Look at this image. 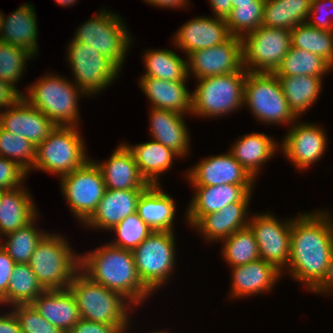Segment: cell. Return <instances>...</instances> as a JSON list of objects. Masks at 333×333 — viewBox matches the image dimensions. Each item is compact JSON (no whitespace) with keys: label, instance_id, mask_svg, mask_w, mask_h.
Listing matches in <instances>:
<instances>
[{"label":"cell","instance_id":"1","mask_svg":"<svg viewBox=\"0 0 333 333\" xmlns=\"http://www.w3.org/2000/svg\"><path fill=\"white\" fill-rule=\"evenodd\" d=\"M332 255L333 220L328 212L302 213L292 219L287 270L295 281L313 292L324 280Z\"/></svg>","mask_w":333,"mask_h":333},{"label":"cell","instance_id":"2","mask_svg":"<svg viewBox=\"0 0 333 333\" xmlns=\"http://www.w3.org/2000/svg\"><path fill=\"white\" fill-rule=\"evenodd\" d=\"M79 269L92 281L119 293L134 307L151 294L140 280L131 250L107 243L80 256Z\"/></svg>","mask_w":333,"mask_h":333},{"label":"cell","instance_id":"3","mask_svg":"<svg viewBox=\"0 0 333 333\" xmlns=\"http://www.w3.org/2000/svg\"><path fill=\"white\" fill-rule=\"evenodd\" d=\"M68 289L75 298L81 319L116 325L127 332L130 323L128 313L133 307L119 293L92 281L80 269L74 274Z\"/></svg>","mask_w":333,"mask_h":333},{"label":"cell","instance_id":"4","mask_svg":"<svg viewBox=\"0 0 333 333\" xmlns=\"http://www.w3.org/2000/svg\"><path fill=\"white\" fill-rule=\"evenodd\" d=\"M26 93L23 98L49 117L55 126L78 127V98L86 93L75 83L58 74H44L27 87Z\"/></svg>","mask_w":333,"mask_h":333},{"label":"cell","instance_id":"5","mask_svg":"<svg viewBox=\"0 0 333 333\" xmlns=\"http://www.w3.org/2000/svg\"><path fill=\"white\" fill-rule=\"evenodd\" d=\"M28 264L45 290H64L80 268V255L73 252L63 236L47 233Z\"/></svg>","mask_w":333,"mask_h":333},{"label":"cell","instance_id":"6","mask_svg":"<svg viewBox=\"0 0 333 333\" xmlns=\"http://www.w3.org/2000/svg\"><path fill=\"white\" fill-rule=\"evenodd\" d=\"M241 71L198 79L192 92V114L211 118L237 111L243 106L244 83L247 75Z\"/></svg>","mask_w":333,"mask_h":333},{"label":"cell","instance_id":"7","mask_svg":"<svg viewBox=\"0 0 333 333\" xmlns=\"http://www.w3.org/2000/svg\"><path fill=\"white\" fill-rule=\"evenodd\" d=\"M79 127L56 126L48 137L36 146L32 170H42L62 177L84 165L86 154L84 138Z\"/></svg>","mask_w":333,"mask_h":333},{"label":"cell","instance_id":"8","mask_svg":"<svg viewBox=\"0 0 333 333\" xmlns=\"http://www.w3.org/2000/svg\"><path fill=\"white\" fill-rule=\"evenodd\" d=\"M243 105L251 109L257 120L267 124H293L298 120L290 110L274 73L247 72Z\"/></svg>","mask_w":333,"mask_h":333},{"label":"cell","instance_id":"9","mask_svg":"<svg viewBox=\"0 0 333 333\" xmlns=\"http://www.w3.org/2000/svg\"><path fill=\"white\" fill-rule=\"evenodd\" d=\"M117 14L102 10L77 28L73 40L87 44L121 70L132 36Z\"/></svg>","mask_w":333,"mask_h":333},{"label":"cell","instance_id":"10","mask_svg":"<svg viewBox=\"0 0 333 333\" xmlns=\"http://www.w3.org/2000/svg\"><path fill=\"white\" fill-rule=\"evenodd\" d=\"M174 231H153L132 252L137 273L143 285L152 293L172 275L175 267Z\"/></svg>","mask_w":333,"mask_h":333},{"label":"cell","instance_id":"11","mask_svg":"<svg viewBox=\"0 0 333 333\" xmlns=\"http://www.w3.org/2000/svg\"><path fill=\"white\" fill-rule=\"evenodd\" d=\"M291 48V30L259 26L242 38L243 68L274 73Z\"/></svg>","mask_w":333,"mask_h":333},{"label":"cell","instance_id":"12","mask_svg":"<svg viewBox=\"0 0 333 333\" xmlns=\"http://www.w3.org/2000/svg\"><path fill=\"white\" fill-rule=\"evenodd\" d=\"M62 195L79 222L84 223L96 210L106 186L94 160L60 177Z\"/></svg>","mask_w":333,"mask_h":333},{"label":"cell","instance_id":"13","mask_svg":"<svg viewBox=\"0 0 333 333\" xmlns=\"http://www.w3.org/2000/svg\"><path fill=\"white\" fill-rule=\"evenodd\" d=\"M69 43L67 57L75 79L73 82L88 97L96 95L118 78L120 70L108 58L98 53L97 49L73 39Z\"/></svg>","mask_w":333,"mask_h":333},{"label":"cell","instance_id":"14","mask_svg":"<svg viewBox=\"0 0 333 333\" xmlns=\"http://www.w3.org/2000/svg\"><path fill=\"white\" fill-rule=\"evenodd\" d=\"M250 217L248 227L258 244L260 259L271 263L283 274L290 258L292 219L281 222L267 212Z\"/></svg>","mask_w":333,"mask_h":333},{"label":"cell","instance_id":"15","mask_svg":"<svg viewBox=\"0 0 333 333\" xmlns=\"http://www.w3.org/2000/svg\"><path fill=\"white\" fill-rule=\"evenodd\" d=\"M188 76L206 77L233 73L243 69L242 38L231 36L222 44L193 51L187 56Z\"/></svg>","mask_w":333,"mask_h":333},{"label":"cell","instance_id":"16","mask_svg":"<svg viewBox=\"0 0 333 333\" xmlns=\"http://www.w3.org/2000/svg\"><path fill=\"white\" fill-rule=\"evenodd\" d=\"M295 121L282 139L283 154L297 169L305 170L320 160L327 145V136L321 126Z\"/></svg>","mask_w":333,"mask_h":333},{"label":"cell","instance_id":"17","mask_svg":"<svg viewBox=\"0 0 333 333\" xmlns=\"http://www.w3.org/2000/svg\"><path fill=\"white\" fill-rule=\"evenodd\" d=\"M187 174V179L192 186L255 185V179L230 151L203 159L189 169Z\"/></svg>","mask_w":333,"mask_h":333},{"label":"cell","instance_id":"18","mask_svg":"<svg viewBox=\"0 0 333 333\" xmlns=\"http://www.w3.org/2000/svg\"><path fill=\"white\" fill-rule=\"evenodd\" d=\"M195 194L185 214L193 227L203 216L219 212L235 202H251L254 185L224 184L217 186H193Z\"/></svg>","mask_w":333,"mask_h":333},{"label":"cell","instance_id":"19","mask_svg":"<svg viewBox=\"0 0 333 333\" xmlns=\"http://www.w3.org/2000/svg\"><path fill=\"white\" fill-rule=\"evenodd\" d=\"M5 110L0 111V127L25 137L35 147L56 127L49 117L31 106L24 98Z\"/></svg>","mask_w":333,"mask_h":333},{"label":"cell","instance_id":"20","mask_svg":"<svg viewBox=\"0 0 333 333\" xmlns=\"http://www.w3.org/2000/svg\"><path fill=\"white\" fill-rule=\"evenodd\" d=\"M231 36L225 19L200 16L182 25L172 39L188 56L193 51L222 44Z\"/></svg>","mask_w":333,"mask_h":333},{"label":"cell","instance_id":"21","mask_svg":"<svg viewBox=\"0 0 333 333\" xmlns=\"http://www.w3.org/2000/svg\"><path fill=\"white\" fill-rule=\"evenodd\" d=\"M100 169L106 189L146 190L150 184L141 176L135 158L128 147L121 143L108 161H94Z\"/></svg>","mask_w":333,"mask_h":333},{"label":"cell","instance_id":"22","mask_svg":"<svg viewBox=\"0 0 333 333\" xmlns=\"http://www.w3.org/2000/svg\"><path fill=\"white\" fill-rule=\"evenodd\" d=\"M144 191L106 189L96 210L83 225L110 231L128 215L136 213L138 200Z\"/></svg>","mask_w":333,"mask_h":333},{"label":"cell","instance_id":"23","mask_svg":"<svg viewBox=\"0 0 333 333\" xmlns=\"http://www.w3.org/2000/svg\"><path fill=\"white\" fill-rule=\"evenodd\" d=\"M231 268L230 296L233 298L258 295L270 291L282 276L281 271L263 259Z\"/></svg>","mask_w":333,"mask_h":333},{"label":"cell","instance_id":"24","mask_svg":"<svg viewBox=\"0 0 333 333\" xmlns=\"http://www.w3.org/2000/svg\"><path fill=\"white\" fill-rule=\"evenodd\" d=\"M139 80V87L153 108L191 114L193 95L186 88L187 80L168 81L153 77H141Z\"/></svg>","mask_w":333,"mask_h":333},{"label":"cell","instance_id":"25","mask_svg":"<svg viewBox=\"0 0 333 333\" xmlns=\"http://www.w3.org/2000/svg\"><path fill=\"white\" fill-rule=\"evenodd\" d=\"M250 202H235L224 206L219 212L203 216L193 228L205 236L206 241L224 240L235 231L248 227ZM248 218V219H247Z\"/></svg>","mask_w":333,"mask_h":333},{"label":"cell","instance_id":"26","mask_svg":"<svg viewBox=\"0 0 333 333\" xmlns=\"http://www.w3.org/2000/svg\"><path fill=\"white\" fill-rule=\"evenodd\" d=\"M150 132L152 139L172 149L180 157L189 152L190 136L184 114L151 107Z\"/></svg>","mask_w":333,"mask_h":333},{"label":"cell","instance_id":"27","mask_svg":"<svg viewBox=\"0 0 333 333\" xmlns=\"http://www.w3.org/2000/svg\"><path fill=\"white\" fill-rule=\"evenodd\" d=\"M31 304L49 323L64 333H68L81 319L75 298L69 289L45 290Z\"/></svg>","mask_w":333,"mask_h":333},{"label":"cell","instance_id":"28","mask_svg":"<svg viewBox=\"0 0 333 333\" xmlns=\"http://www.w3.org/2000/svg\"><path fill=\"white\" fill-rule=\"evenodd\" d=\"M34 8L30 3H25L8 17L3 14L0 41L24 48L35 55L38 52V25Z\"/></svg>","mask_w":333,"mask_h":333},{"label":"cell","instance_id":"29","mask_svg":"<svg viewBox=\"0 0 333 333\" xmlns=\"http://www.w3.org/2000/svg\"><path fill=\"white\" fill-rule=\"evenodd\" d=\"M37 216L35 203L26 187L5 190L0 203V240L6 234L25 227Z\"/></svg>","mask_w":333,"mask_h":333},{"label":"cell","instance_id":"30","mask_svg":"<svg viewBox=\"0 0 333 333\" xmlns=\"http://www.w3.org/2000/svg\"><path fill=\"white\" fill-rule=\"evenodd\" d=\"M176 204L160 185H150L138 200L136 213L153 231H173Z\"/></svg>","mask_w":333,"mask_h":333},{"label":"cell","instance_id":"31","mask_svg":"<svg viewBox=\"0 0 333 333\" xmlns=\"http://www.w3.org/2000/svg\"><path fill=\"white\" fill-rule=\"evenodd\" d=\"M277 142L265 133H250L237 139L230 152L233 157L256 180L261 165L273 158L279 148ZM260 167V168H259Z\"/></svg>","mask_w":333,"mask_h":333},{"label":"cell","instance_id":"32","mask_svg":"<svg viewBox=\"0 0 333 333\" xmlns=\"http://www.w3.org/2000/svg\"><path fill=\"white\" fill-rule=\"evenodd\" d=\"M124 144L132 152L141 176L150 185H160L158 176L171 169L173 158L180 157L172 149L154 139L134 146Z\"/></svg>","mask_w":333,"mask_h":333},{"label":"cell","instance_id":"33","mask_svg":"<svg viewBox=\"0 0 333 333\" xmlns=\"http://www.w3.org/2000/svg\"><path fill=\"white\" fill-rule=\"evenodd\" d=\"M288 106L293 114L300 118L319 97L322 78L309 75L277 76Z\"/></svg>","mask_w":333,"mask_h":333},{"label":"cell","instance_id":"34","mask_svg":"<svg viewBox=\"0 0 333 333\" xmlns=\"http://www.w3.org/2000/svg\"><path fill=\"white\" fill-rule=\"evenodd\" d=\"M312 0H265L262 25L291 30L309 19Z\"/></svg>","mask_w":333,"mask_h":333},{"label":"cell","instance_id":"35","mask_svg":"<svg viewBox=\"0 0 333 333\" xmlns=\"http://www.w3.org/2000/svg\"><path fill=\"white\" fill-rule=\"evenodd\" d=\"M145 74L141 77H153L168 81L188 80L187 59L183 60L170 49H153L145 52Z\"/></svg>","mask_w":333,"mask_h":333},{"label":"cell","instance_id":"36","mask_svg":"<svg viewBox=\"0 0 333 333\" xmlns=\"http://www.w3.org/2000/svg\"><path fill=\"white\" fill-rule=\"evenodd\" d=\"M44 291L28 263L15 264L7 293L0 299V304H31Z\"/></svg>","mask_w":333,"mask_h":333},{"label":"cell","instance_id":"37","mask_svg":"<svg viewBox=\"0 0 333 333\" xmlns=\"http://www.w3.org/2000/svg\"><path fill=\"white\" fill-rule=\"evenodd\" d=\"M333 67L322 57L291 47L274 74L276 76L309 75L323 77Z\"/></svg>","mask_w":333,"mask_h":333},{"label":"cell","instance_id":"38","mask_svg":"<svg viewBox=\"0 0 333 333\" xmlns=\"http://www.w3.org/2000/svg\"><path fill=\"white\" fill-rule=\"evenodd\" d=\"M291 47L314 53L333 67V31L318 29L307 22L298 24L291 29Z\"/></svg>","mask_w":333,"mask_h":333},{"label":"cell","instance_id":"39","mask_svg":"<svg viewBox=\"0 0 333 333\" xmlns=\"http://www.w3.org/2000/svg\"><path fill=\"white\" fill-rule=\"evenodd\" d=\"M223 258L231 267L245 265L260 259L259 247L249 227L235 231L222 240Z\"/></svg>","mask_w":333,"mask_h":333},{"label":"cell","instance_id":"40","mask_svg":"<svg viewBox=\"0 0 333 333\" xmlns=\"http://www.w3.org/2000/svg\"><path fill=\"white\" fill-rule=\"evenodd\" d=\"M37 217L14 232L6 234L7 241L0 246L8 253L16 264L29 263L37 244L47 234L44 230L37 229L35 225Z\"/></svg>","mask_w":333,"mask_h":333},{"label":"cell","instance_id":"41","mask_svg":"<svg viewBox=\"0 0 333 333\" xmlns=\"http://www.w3.org/2000/svg\"><path fill=\"white\" fill-rule=\"evenodd\" d=\"M36 147L25 137L0 127V156L16 162L27 172L32 170ZM10 156V157H9Z\"/></svg>","mask_w":333,"mask_h":333},{"label":"cell","instance_id":"42","mask_svg":"<svg viewBox=\"0 0 333 333\" xmlns=\"http://www.w3.org/2000/svg\"><path fill=\"white\" fill-rule=\"evenodd\" d=\"M24 48L0 41V80L16 87L29 58H33Z\"/></svg>","mask_w":333,"mask_h":333},{"label":"cell","instance_id":"43","mask_svg":"<svg viewBox=\"0 0 333 333\" xmlns=\"http://www.w3.org/2000/svg\"><path fill=\"white\" fill-rule=\"evenodd\" d=\"M116 232L117 239L109 243L112 246L133 251L153 230L139 217L137 213L128 215L111 229Z\"/></svg>","mask_w":333,"mask_h":333},{"label":"cell","instance_id":"44","mask_svg":"<svg viewBox=\"0 0 333 333\" xmlns=\"http://www.w3.org/2000/svg\"><path fill=\"white\" fill-rule=\"evenodd\" d=\"M264 4H245L232 8L226 25L232 36L243 38L262 25Z\"/></svg>","mask_w":333,"mask_h":333},{"label":"cell","instance_id":"45","mask_svg":"<svg viewBox=\"0 0 333 333\" xmlns=\"http://www.w3.org/2000/svg\"><path fill=\"white\" fill-rule=\"evenodd\" d=\"M13 307L12 311L22 333H64L40 315L32 304H19Z\"/></svg>","mask_w":333,"mask_h":333},{"label":"cell","instance_id":"46","mask_svg":"<svg viewBox=\"0 0 333 333\" xmlns=\"http://www.w3.org/2000/svg\"><path fill=\"white\" fill-rule=\"evenodd\" d=\"M27 174L19 164L0 156V188L9 190L22 186Z\"/></svg>","mask_w":333,"mask_h":333},{"label":"cell","instance_id":"47","mask_svg":"<svg viewBox=\"0 0 333 333\" xmlns=\"http://www.w3.org/2000/svg\"><path fill=\"white\" fill-rule=\"evenodd\" d=\"M326 7V8H325ZM333 8V0H312L311 4V10L309 12V18L314 17L312 20L308 19L307 23L313 27H316L318 29H324L328 31H333V22H331L329 18V12H324V14L319 17L318 14H320V10H327V9ZM324 10V11H325ZM333 10V9H332ZM331 10V11H332ZM324 16V17H323Z\"/></svg>","mask_w":333,"mask_h":333},{"label":"cell","instance_id":"48","mask_svg":"<svg viewBox=\"0 0 333 333\" xmlns=\"http://www.w3.org/2000/svg\"><path fill=\"white\" fill-rule=\"evenodd\" d=\"M68 333H124L116 325L80 319Z\"/></svg>","mask_w":333,"mask_h":333},{"label":"cell","instance_id":"49","mask_svg":"<svg viewBox=\"0 0 333 333\" xmlns=\"http://www.w3.org/2000/svg\"><path fill=\"white\" fill-rule=\"evenodd\" d=\"M16 263L0 246V299L7 293L10 277Z\"/></svg>","mask_w":333,"mask_h":333},{"label":"cell","instance_id":"50","mask_svg":"<svg viewBox=\"0 0 333 333\" xmlns=\"http://www.w3.org/2000/svg\"><path fill=\"white\" fill-rule=\"evenodd\" d=\"M17 87L0 80V111L8 107L16 105L22 98L23 93Z\"/></svg>","mask_w":333,"mask_h":333},{"label":"cell","instance_id":"51","mask_svg":"<svg viewBox=\"0 0 333 333\" xmlns=\"http://www.w3.org/2000/svg\"><path fill=\"white\" fill-rule=\"evenodd\" d=\"M0 333H22L13 311L0 316Z\"/></svg>","mask_w":333,"mask_h":333},{"label":"cell","instance_id":"52","mask_svg":"<svg viewBox=\"0 0 333 333\" xmlns=\"http://www.w3.org/2000/svg\"><path fill=\"white\" fill-rule=\"evenodd\" d=\"M214 17L225 19L230 15L232 10L231 0H209Z\"/></svg>","mask_w":333,"mask_h":333},{"label":"cell","instance_id":"53","mask_svg":"<svg viewBox=\"0 0 333 333\" xmlns=\"http://www.w3.org/2000/svg\"><path fill=\"white\" fill-rule=\"evenodd\" d=\"M333 293V255L331 257L327 274L322 283L313 291L315 294Z\"/></svg>","mask_w":333,"mask_h":333},{"label":"cell","instance_id":"54","mask_svg":"<svg viewBox=\"0 0 333 333\" xmlns=\"http://www.w3.org/2000/svg\"><path fill=\"white\" fill-rule=\"evenodd\" d=\"M146 1L148 4L152 5V6H158V7H164V8H186V5L188 6V0H144Z\"/></svg>","mask_w":333,"mask_h":333},{"label":"cell","instance_id":"55","mask_svg":"<svg viewBox=\"0 0 333 333\" xmlns=\"http://www.w3.org/2000/svg\"><path fill=\"white\" fill-rule=\"evenodd\" d=\"M265 0H231L232 8L245 4H264Z\"/></svg>","mask_w":333,"mask_h":333},{"label":"cell","instance_id":"56","mask_svg":"<svg viewBox=\"0 0 333 333\" xmlns=\"http://www.w3.org/2000/svg\"><path fill=\"white\" fill-rule=\"evenodd\" d=\"M56 3H58L61 6H69V5H74L75 2H77V0H54Z\"/></svg>","mask_w":333,"mask_h":333},{"label":"cell","instance_id":"57","mask_svg":"<svg viewBox=\"0 0 333 333\" xmlns=\"http://www.w3.org/2000/svg\"><path fill=\"white\" fill-rule=\"evenodd\" d=\"M3 13L0 11V32H1V24H2Z\"/></svg>","mask_w":333,"mask_h":333},{"label":"cell","instance_id":"58","mask_svg":"<svg viewBox=\"0 0 333 333\" xmlns=\"http://www.w3.org/2000/svg\"><path fill=\"white\" fill-rule=\"evenodd\" d=\"M4 191H5L4 189L0 188V203H1L2 195H3Z\"/></svg>","mask_w":333,"mask_h":333},{"label":"cell","instance_id":"59","mask_svg":"<svg viewBox=\"0 0 333 333\" xmlns=\"http://www.w3.org/2000/svg\"><path fill=\"white\" fill-rule=\"evenodd\" d=\"M152 333V332H151ZM153 333H167V332H163V331H155V332H153Z\"/></svg>","mask_w":333,"mask_h":333}]
</instances>
